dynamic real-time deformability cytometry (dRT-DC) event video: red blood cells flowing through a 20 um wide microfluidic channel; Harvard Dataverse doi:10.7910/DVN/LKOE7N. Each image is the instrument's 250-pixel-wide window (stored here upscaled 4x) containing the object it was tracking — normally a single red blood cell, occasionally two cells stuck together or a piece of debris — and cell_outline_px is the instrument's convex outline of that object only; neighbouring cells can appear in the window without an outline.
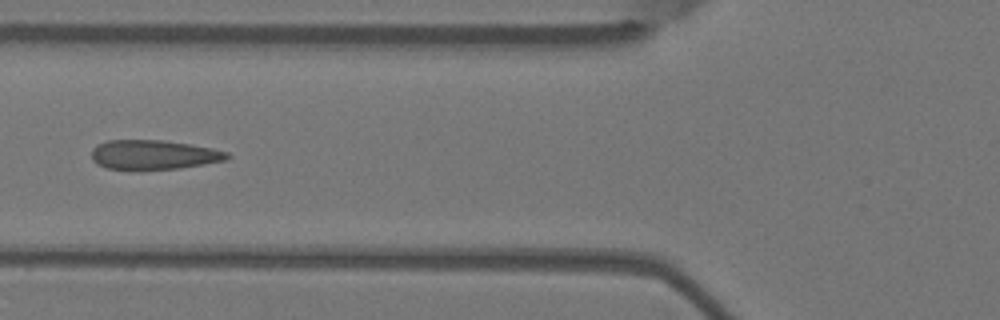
{"species": "Egyptian fruit bat (a non-hibernating species)", "species_latin": "Rousettus aegyptiacus", "temperature_condition": "warm", "stored_images_in_passage": 3, "camera_frame_rate_fps": 3000, "um_per_image_px": 0.085, "animal": {"sex": "female"}, "frame": {"image": 1, "passage_image": 3, "time_ms": 0.667, "image_size_px": [1000, 320], "cell_outline_px": [[232, 156], [228, 160], [180, 168], [132, 172], [108, 168], [96, 164], [92, 160], [92, 148], [96, 144], [108, 140], [164, 140], [192, 144], [212, 148], [228, 152]], "centroid_in_image_um": [13.05, 13.18], "position_along_channel_um": 112.8, "area_um2": 24.16}}